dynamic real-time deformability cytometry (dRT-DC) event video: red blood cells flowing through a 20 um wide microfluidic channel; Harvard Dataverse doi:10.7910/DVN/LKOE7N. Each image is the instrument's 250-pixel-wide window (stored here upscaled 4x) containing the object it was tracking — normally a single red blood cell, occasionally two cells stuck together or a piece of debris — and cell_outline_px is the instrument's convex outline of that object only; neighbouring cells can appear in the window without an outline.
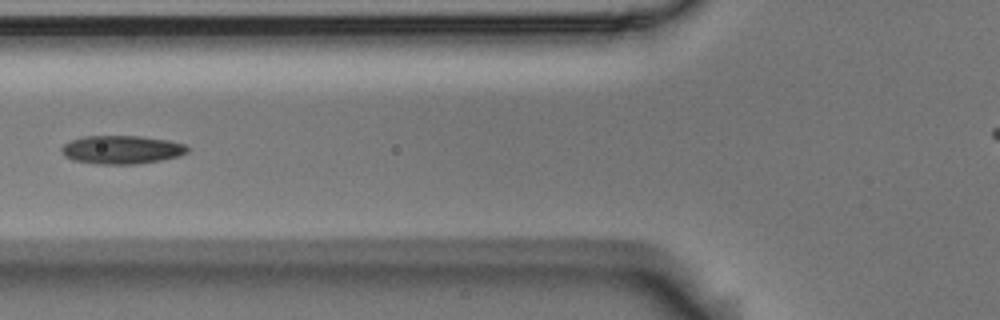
{"species": "Egyptian fruit bat (a non-hibernating species)", "species_latin": "Rousettus aegyptiacus", "temperature_condition": "room temperature", "stored_images_in_passage": 8, "camera_frame_rate_fps": 3000, "um_per_image_px": 0.085, "animal": {"sex": "male"}, "frame": {"image": 1, "passage_image": 5, "time_ms": 1.333, "image_size_px": [1000, 320], "cell_outline_px": [[188, 152], [180, 156], [160, 160], [136, 164], [96, 164], [72, 160], [64, 156], [60, 148], [64, 144], [72, 140], [84, 136], [140, 136], [168, 140], [184, 144], [188, 148]], "centroid_in_image_um": [10.33, 12.73], "position_along_channel_um": 115.5, "area_um2": 20.87}}
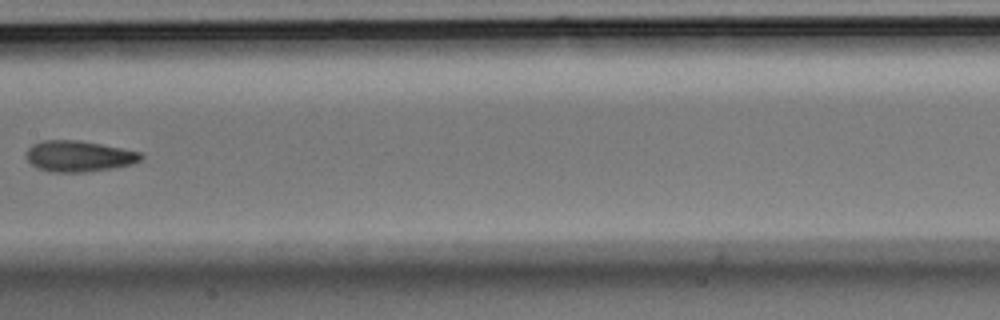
{"frame": {"image": 2, "passage_image": 7, "time_ms": 2.0, "image_size_px": [1000, 320], "cell_outline_px": [[144, 156], [140, 160], [132, 164], [112, 168], [84, 172], [48, 172], [32, 164], [24, 156], [28, 148], [32, 144], [44, 140], [76, 140], [100, 144], [140, 152]], "centroid_in_image_um": [6.67, 13.28], "position_along_channel_um": 200.7, "area_um2": 20.58}}
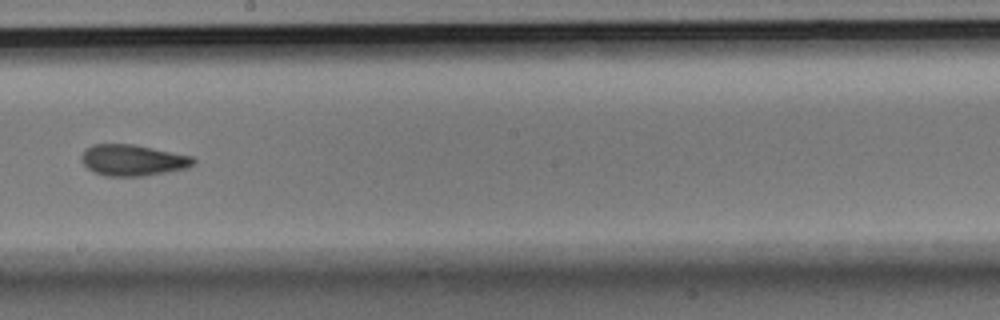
{"frame": {"image": 3, "passage_image": 8, "time_ms": 2.333, "image_size_px": [1000, 320], "cell_outline_px": [[196, 164], [188, 168], [144, 176], [104, 176], [92, 172], [80, 160], [80, 156], [84, 148], [92, 144], [136, 144], [192, 156], [196, 160]], "centroid_in_image_um": [11.27, 13.61], "position_along_channel_um": 236.9, "area_um2": 20.75}}